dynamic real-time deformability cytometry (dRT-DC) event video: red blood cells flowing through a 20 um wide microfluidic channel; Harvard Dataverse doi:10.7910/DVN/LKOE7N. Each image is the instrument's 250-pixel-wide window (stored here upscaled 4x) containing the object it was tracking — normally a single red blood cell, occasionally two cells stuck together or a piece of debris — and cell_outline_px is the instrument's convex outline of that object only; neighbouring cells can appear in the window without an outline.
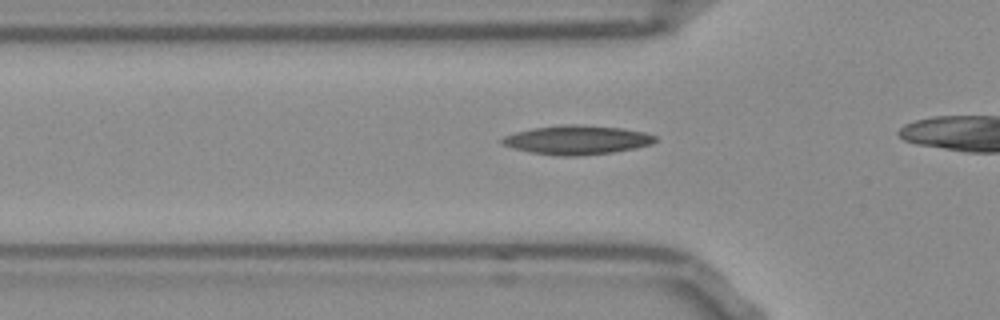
{"species": "Egyptian fruit bat (a non-hibernating species)", "species_latin": "Rousettus aegyptiacus", "temperature_condition": "room temperature", "stored_images_in_passage": 12, "camera_frame_rate_fps": 3000, "um_per_image_px": 0.085, "frame": {"image": 1, "passage_image": 3, "time_ms": 0.667, "image_size_px": [1000, 320], "cell_outline_px": [[656, 140], [652, 144], [636, 148], [612, 152], [576, 156], [564, 156], [532, 152], [512, 148], [504, 144], [500, 140], [504, 136], [516, 132], [532, 128], [560, 124], [580, 124], [624, 128], [644, 132], [656, 136]], "centroid_in_image_um": [49.06, 11.88], "position_along_channel_um": 76.7, "area_um2": 25.89}}
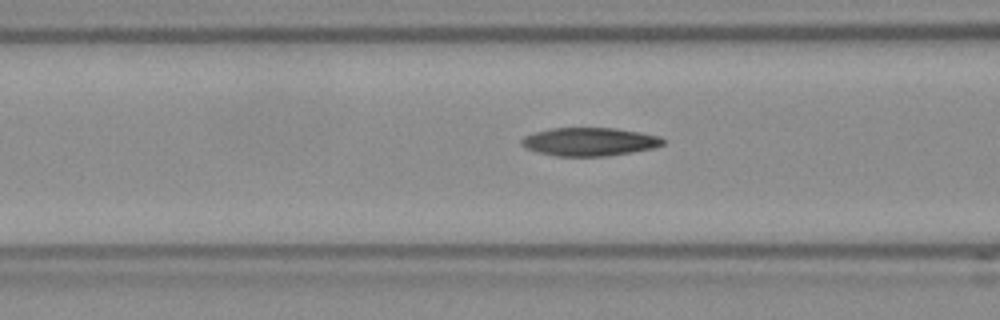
{"frame": {"image": 2, "passage_image": 6, "time_ms": 1.667, "image_size_px": [1000, 320], "cell_outline_px": [[664, 144], [652, 148], [632, 152], [608, 156], [556, 156], [536, 152], [520, 144], [520, 140], [524, 136], [536, 132], [552, 128], [612, 128], [640, 132], [660, 136], [664, 140]], "centroid_in_image_um": [50.1, 12.05], "position_along_channel_um": 116.5, "area_um2": 23.24}}